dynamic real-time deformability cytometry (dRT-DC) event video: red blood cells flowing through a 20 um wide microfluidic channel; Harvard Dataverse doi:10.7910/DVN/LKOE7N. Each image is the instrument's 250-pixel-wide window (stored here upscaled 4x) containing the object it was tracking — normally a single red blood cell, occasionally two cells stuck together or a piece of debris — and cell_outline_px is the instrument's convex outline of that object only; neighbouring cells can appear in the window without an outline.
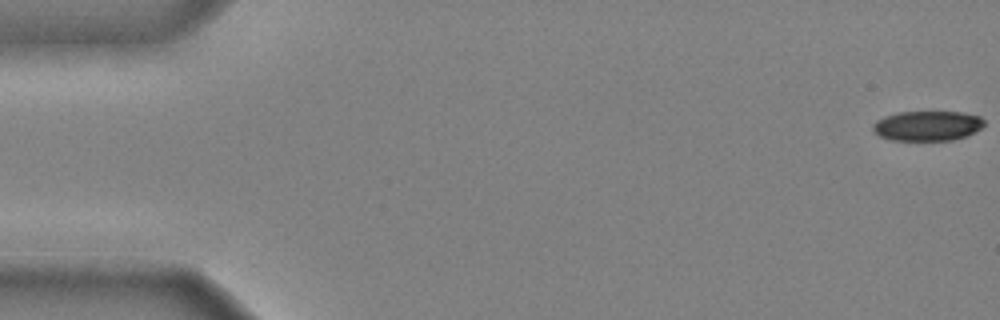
{"species": "common noctule bat (a hibernating species)", "species_latin": "Nyctalus noctula", "temperature_condition": "cold", "stored_images_in_passage": 46, "camera_frame_rate_fps": 3000, "um_per_image_px": 0.085, "animal": {"sex": "male", "body_mass_g": 20.4}, "frame": {"image": 1, "passage_image": 1, "time_ms": 0.0, "image_size_px": [1000, 320], "cell_outline_px": [[984, 124], [980, 128], [968, 136], [952, 140], [892, 140], [880, 136], [872, 132], [872, 124], [876, 120], [884, 116], [896, 112], [964, 112], [980, 116], [984, 120]], "centroid_in_image_um": [78.8, 10.69], "position_along_channel_um": 6.2, "area_um2": 19.59}}
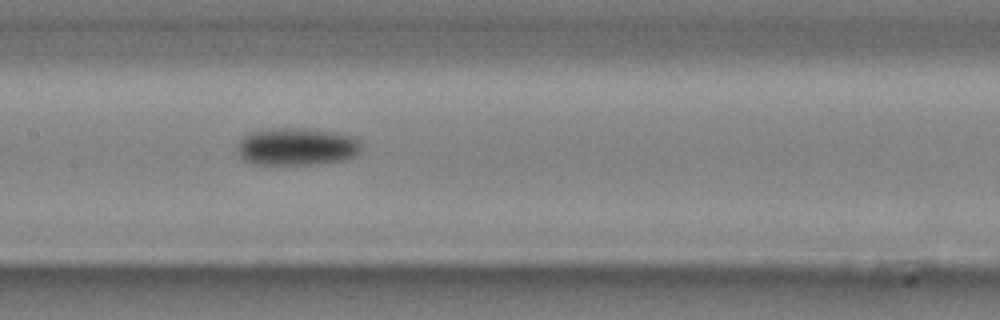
{"frame": {"image": 2, "passage_image": 25, "time_ms": 8.0, "image_size_px": [1000, 320], "cell_outline_px": [[360, 152], [356, 156], [348, 160], [324, 164], [252, 164], [244, 160], [240, 156], [236, 148], [240, 140], [244, 136], [252, 132], [272, 128], [304, 128], [336, 132], [356, 136], [360, 140]], "centroid_in_image_um": [25.29, 12.47], "position_along_channel_um": 182.1, "area_um2": 27.63}}
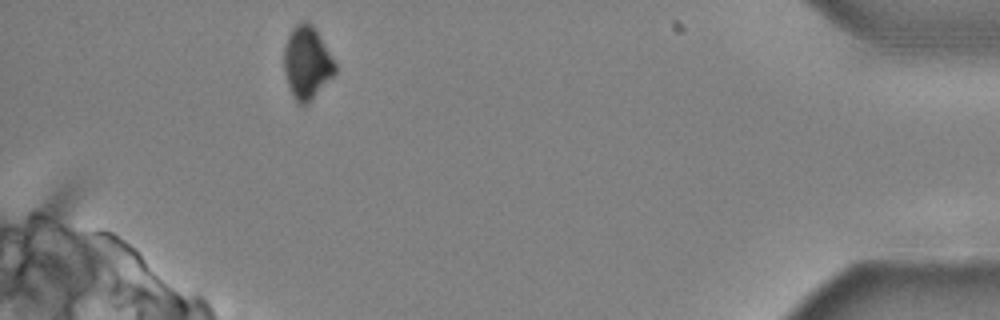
{"frame": {"image": 3, "passage_image": 46, "time_ms": 15.0, "image_size_px": [1000, 320], "cell_outline_px": [[336, 72], [312, 100], [308, 104], [300, 104], [296, 100], [288, 84], [284, 72], [284, 48], [288, 36], [292, 28], [300, 20], [308, 20], [312, 24], [336, 64]], "centroid_in_image_um": [26.08, 5.3], "position_along_channel_um": 409.1, "area_um2": 21.44}, "authors_computed_cell_mechanics": {"area_um2": 24.565, "velocity_mm_per_s": 3.9552, "shape_relaxation_time_tau1_ms": 3.9136, "shape_relaxation_time_tau2_ms": null, "deformation_change_tau1": 0.1292, "deformation_change_tau2": null}}